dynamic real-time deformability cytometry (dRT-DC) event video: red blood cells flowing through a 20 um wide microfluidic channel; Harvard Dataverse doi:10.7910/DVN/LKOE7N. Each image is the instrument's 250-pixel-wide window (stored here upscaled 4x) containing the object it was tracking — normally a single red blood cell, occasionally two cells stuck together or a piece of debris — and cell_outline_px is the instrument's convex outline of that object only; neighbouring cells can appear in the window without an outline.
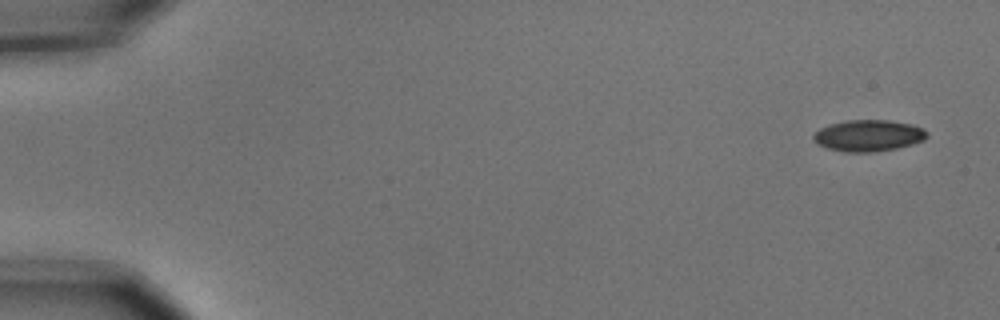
{"species": "common noctule bat (a hibernating species)", "species_latin": "Nyctalus noctula", "temperature_condition": "cold", "stored_images_in_passage": 4, "camera_frame_rate_fps": 3000, "um_per_image_px": 0.085, "animal": {"sex": "male", "body_mass_g": 15.6}, "frame": {"image": 1, "passage_image": 1, "time_ms": 0.0, "image_size_px": [1000, 320], "cell_outline_px": [[928, 136], [924, 140], [912, 144], [896, 148], [872, 152], [844, 152], [828, 148], [816, 144], [812, 136], [820, 128], [828, 124], [848, 120], [888, 120], [912, 124], [928, 132]], "centroid_in_image_um": [73.8, 11.52], "position_along_channel_um": 11.2, "area_um2": 20.81}}
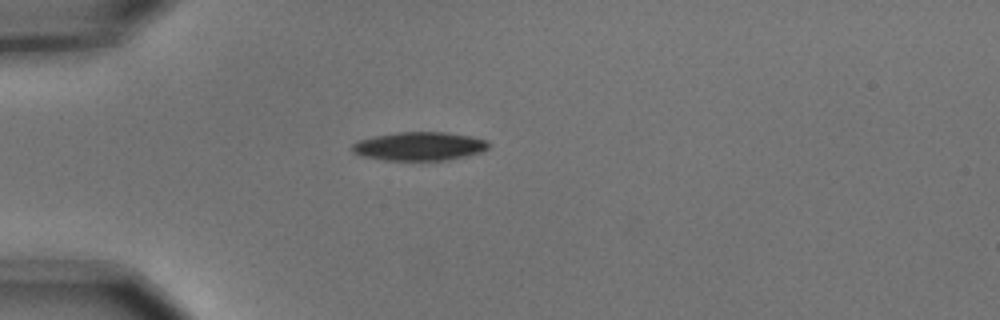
{"frame": {"image": 2, "passage_image": 4, "time_ms": 1.0, "image_size_px": [1000, 320], "cell_outline_px": [[488, 148], [480, 152], [448, 160], [384, 160], [364, 156], [352, 152], [352, 144], [360, 140], [376, 136], [400, 132], [444, 132], [468, 136], [488, 140]], "centroid_in_image_um": [35.64, 12.43], "position_along_channel_um": 49.4, "area_um2": 22.37}}